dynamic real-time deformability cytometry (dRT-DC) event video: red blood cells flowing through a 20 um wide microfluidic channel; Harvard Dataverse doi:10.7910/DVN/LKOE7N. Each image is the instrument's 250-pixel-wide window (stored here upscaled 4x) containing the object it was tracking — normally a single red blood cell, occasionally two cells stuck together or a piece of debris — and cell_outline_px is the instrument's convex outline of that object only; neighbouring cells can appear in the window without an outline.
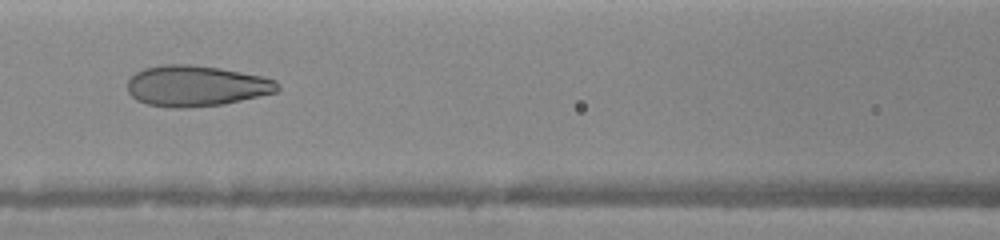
{"species": "human", "species_latin": "Homo sapiens", "temperature_condition": "warm", "stored_images_in_passage": 17, "camera_frame_rate_fps": 3000, "um_per_image_px": 0.085, "donor": {"sex": "female"}, "frame": {"image": 1, "passage_image": 11, "time_ms": 3.667, "image_size_px": [1000, 240], "cell_outline_px": [[280, 88], [276, 92], [260, 96], [224, 104], [188, 108], [172, 108], [148, 104], [136, 100], [128, 92], [128, 80], [136, 72], [144, 68], [164, 64], [192, 64], [220, 68], [264, 76], [276, 80], [280, 84]], "centroid_in_image_um": [16.7, 7.3], "position_along_channel_um": 149.9, "area_um2": 36.01}}
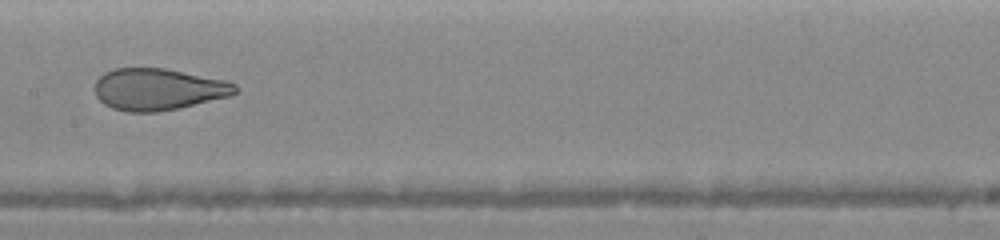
{"frame": {"image": 2, "passage_image": 16, "time_ms": 4.667, "image_size_px": [1000, 240], "cell_outline_px": [[240, 92], [232, 96], [180, 108], [156, 112], [128, 112], [112, 108], [104, 104], [96, 96], [96, 80], [104, 72], [112, 68], [164, 68], [228, 80], [236, 84], [240, 88]], "centroid_in_image_um": [13.52, 7.59], "position_along_channel_um": 193.9, "area_um2": 34.68}}